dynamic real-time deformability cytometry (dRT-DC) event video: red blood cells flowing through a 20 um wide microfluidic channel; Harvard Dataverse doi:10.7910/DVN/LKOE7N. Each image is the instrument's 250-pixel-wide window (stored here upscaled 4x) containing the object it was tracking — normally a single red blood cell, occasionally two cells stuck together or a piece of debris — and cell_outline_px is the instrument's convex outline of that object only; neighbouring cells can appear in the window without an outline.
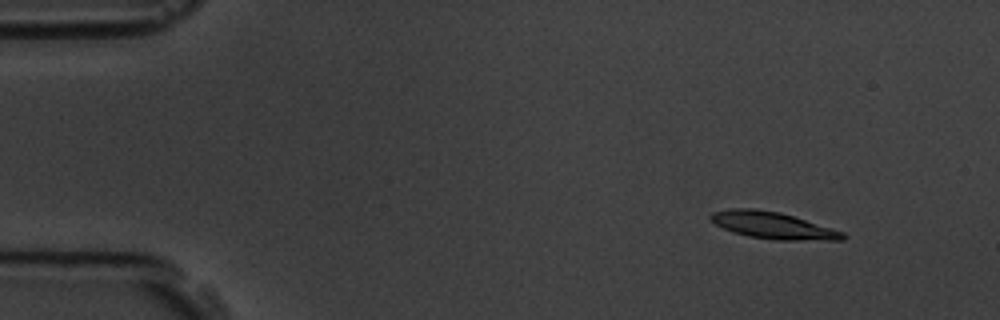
{"species": "common noctule bat (a hibernating species)", "species_latin": "Nyctalus noctula", "temperature_condition": "room temperature", "stored_images_in_passage": 5, "camera_frame_rate_fps": 3000, "um_per_image_px": 0.085, "animal": {"sex": "male", "body_mass_g": 19.5, "forearm_length_mm": 54.6}, "frame": {"image": 1, "passage_image": 2, "time_ms": 1.0, "image_size_px": [1000, 320], "cell_outline_px": [[848, 236], [844, 240], [776, 240], [748, 236], [732, 232], [708, 220], [708, 216], [712, 212], [732, 208], [756, 208], [780, 212], [844, 232]], "centroid_in_image_um": [65.67, 19.15], "position_along_channel_um": 19.3, "area_um2": 20.75}}